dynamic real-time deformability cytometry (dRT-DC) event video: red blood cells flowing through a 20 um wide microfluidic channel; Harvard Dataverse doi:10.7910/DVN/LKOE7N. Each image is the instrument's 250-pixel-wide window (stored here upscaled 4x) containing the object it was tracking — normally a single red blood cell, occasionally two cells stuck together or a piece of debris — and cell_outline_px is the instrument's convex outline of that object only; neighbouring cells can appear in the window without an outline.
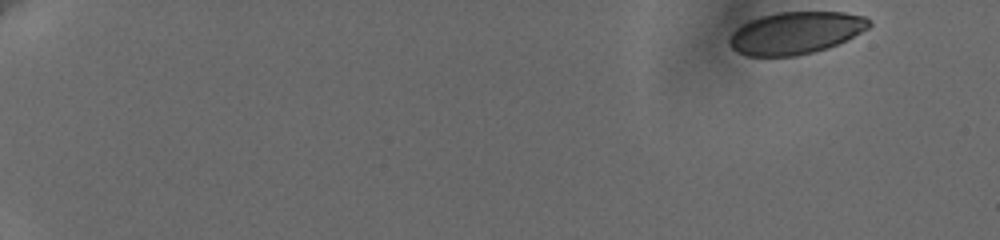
{"species": "human", "species_latin": "Homo sapiens", "temperature_condition": "cold", "stored_images_in_passage": 56, "camera_frame_rate_fps": 3000, "um_per_image_px": 0.085, "donor": {"sex": "female"}, "frame": {"image": 1, "passage_image": 1, "time_ms": 0.0, "image_size_px": [1000, 240], "cell_outline_px": [[872, 24], [868, 28], [828, 48], [796, 56], [748, 56], [736, 52], [728, 44], [728, 36], [736, 28], [760, 16], [780, 12], [844, 12], [864, 16]], "centroid_in_image_um": [67.58, 2.8], "position_along_channel_um": 17.4, "area_um2": 34.22}}
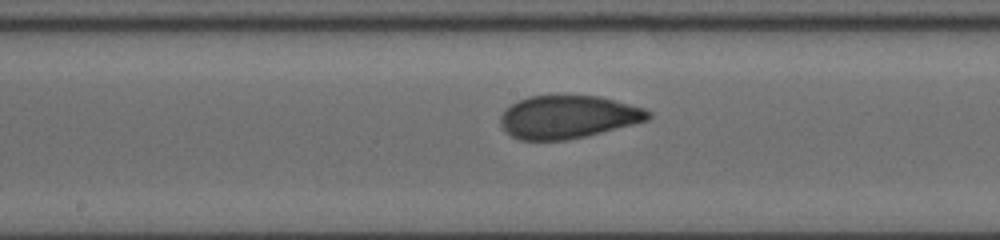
{"frame": {"image": 2, "passage_image": 31, "time_ms": 10.0, "image_size_px": [1000, 240], "cell_outline_px": [[652, 116], [648, 120], [568, 140], [520, 140], [512, 136], [500, 124], [500, 116], [512, 104], [528, 96], [600, 96], [644, 108], [652, 112]], "centroid_in_image_um": [48.29, 9.94], "position_along_channel_um": 199.9, "area_um2": 36.53}}
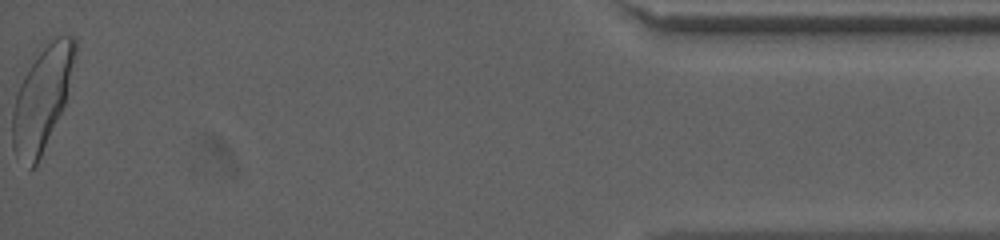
{"frame": {"image": 3, "passage_image": 56, "time_ms": 18.333, "image_size_px": [1000, 240], "cell_outline_px": [[76, 52], [64, 104], [40, 156], [36, 164], [32, 168], [28, 168], [16, 156], [12, 148], [12, 112], [16, 96], [20, 84], [32, 52], [48, 36], [76, 36]], "centroid_in_image_um": [3.54, 8.21], "position_along_channel_um": 431.7, "area_um2": 38.15}, "authors_computed_cell_mechanics": {"area_um2": 36.3273, "velocity_mm_per_s": 3.6182, "shape_relaxation_time_tau1_ms": 6.2801, "shape_relaxation_time_tau2_ms": 0.647, "deformation_change_tau1": 0.1643, "deformation_change_tau2": 0.0611}}